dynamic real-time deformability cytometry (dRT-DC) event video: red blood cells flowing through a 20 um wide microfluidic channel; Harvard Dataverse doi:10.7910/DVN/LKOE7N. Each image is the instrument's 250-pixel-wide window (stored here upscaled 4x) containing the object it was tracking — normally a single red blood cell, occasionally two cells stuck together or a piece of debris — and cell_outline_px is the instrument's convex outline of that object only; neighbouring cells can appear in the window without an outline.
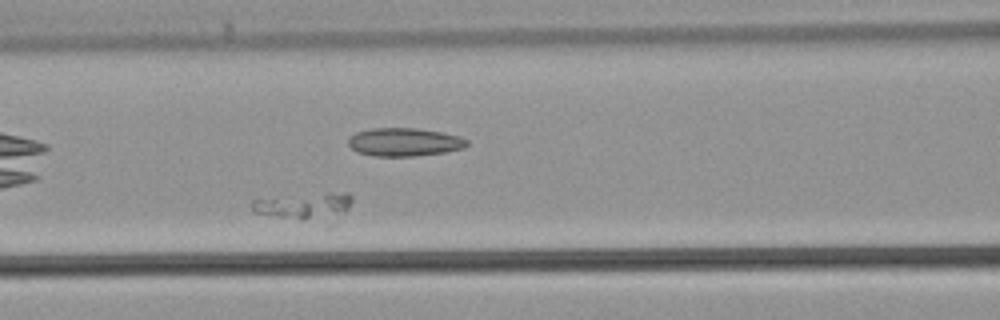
{"species": "common noctule bat (a hibernating species)", "species_latin": "Nyctalus noctula", "temperature_condition": "warm", "stored_images_in_passage": 40, "camera_frame_rate_fps": 3000, "um_per_image_px": 0.085, "animal": {"sex": "male", "body_mass_g": 21.5, "forearm_length_mm": 52.0}, "frame": {"image": 1, "passage_image": 18, "time_ms": 5.667, "image_size_px": [1000, 320], "cell_outline_px": [[352, 200], [348, 208], [344, 212], [304, 220], [300, 220], [252, 212], [252, 200], [324, 192], [348, 192], [352, 196]], "centroid_in_image_um": [25.84, 17.45], "position_along_channel_um": 140.8, "area_um2": 14.8}}
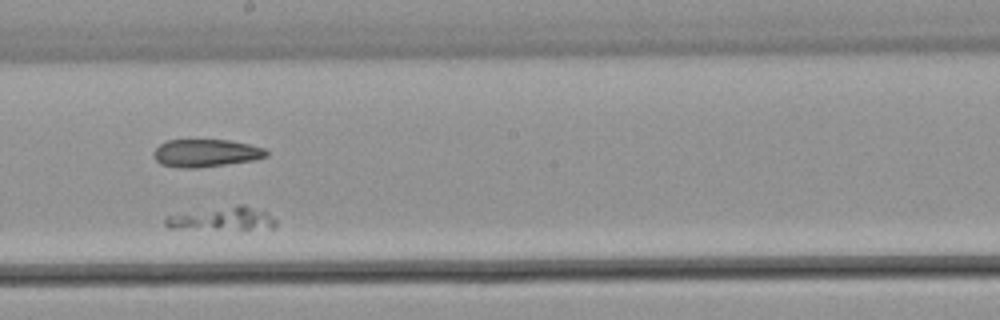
{"frame": {"image": 2, "passage_image": 24, "time_ms": 7.667, "image_size_px": [1000, 320], "cell_outline_px": [[276, 224], [272, 228], [168, 228], [164, 224], [164, 220], [168, 216], [236, 204], [244, 204], [264, 212], [276, 220]], "centroid_in_image_um": [18.9, 18.57], "position_along_channel_um": 229.3, "area_um2": 14.33}}
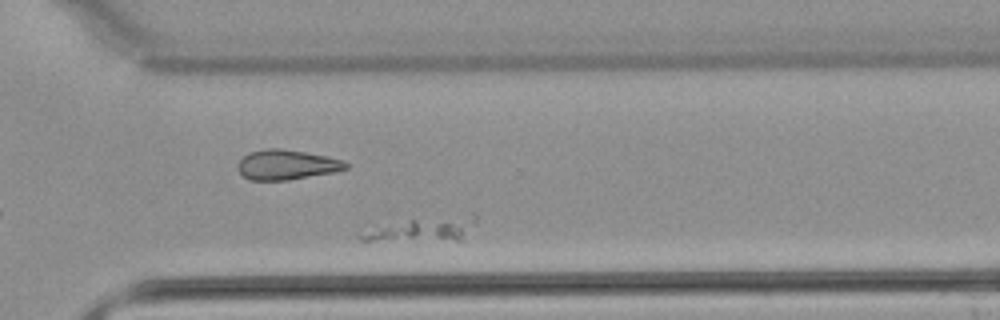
{"frame": {"image": 3, "passage_image": 31, "time_ms": 10.0, "image_size_px": [1000, 320], "cell_outline_px": [[476, 220], [464, 236], [460, 240], [360, 240], [360, 236], [384, 228], [412, 220], [472, 212], [476, 212]], "centroid_in_image_um": [36.29, 19.46], "position_along_channel_um": 334.3, "area_um2": 14.74}}